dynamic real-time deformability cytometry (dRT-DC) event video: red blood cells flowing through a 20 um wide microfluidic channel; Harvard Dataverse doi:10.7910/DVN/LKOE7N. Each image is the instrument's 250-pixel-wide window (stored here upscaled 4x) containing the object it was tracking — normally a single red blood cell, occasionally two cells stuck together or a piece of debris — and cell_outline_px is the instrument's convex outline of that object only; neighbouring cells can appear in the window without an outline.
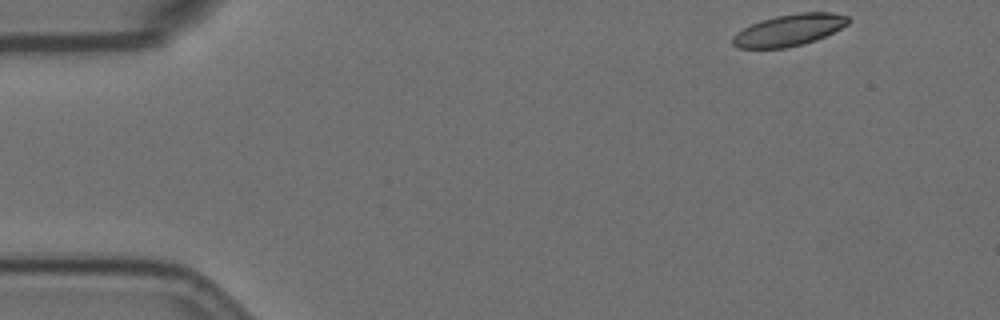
{"species": "Egyptian fruit bat (a non-hibernating species)", "species_latin": "Rousettus aegyptiacus", "temperature_condition": "room temperature", "stored_images_in_passage": 16, "camera_frame_rate_fps": 3000, "um_per_image_px": 0.085, "animal": {"sex": "female"}, "frame": {"image": 1, "passage_image": 1, "time_ms": 0.0, "image_size_px": [1000, 320], "cell_outline_px": [[852, 20], [848, 24], [816, 40], [784, 48], [736, 48], [732, 44], [732, 36], [736, 32], [752, 24], [776, 16], [800, 12], [832, 12], [848, 16]], "centroid_in_image_um": [67.08, 2.55], "position_along_channel_um": 17.9, "area_um2": 21.15}}
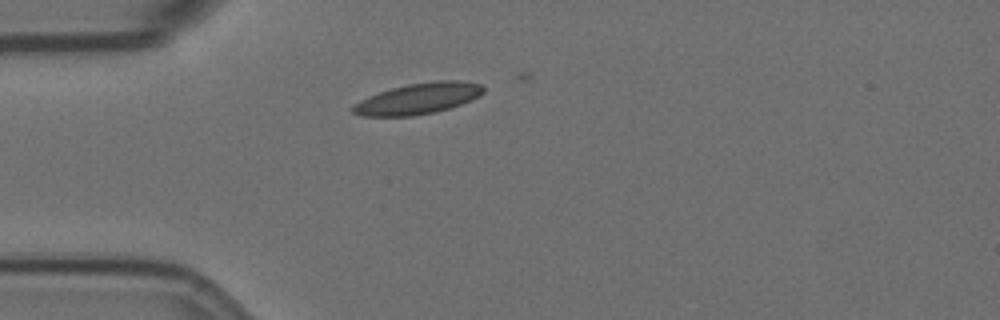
{"frame": {"image": 2, "passage_image": 11, "time_ms": 3.333, "image_size_px": [1000, 320], "cell_outline_px": [[484, 92], [480, 96], [460, 104], [448, 108], [432, 112], [412, 116], [360, 116], [352, 112], [352, 104], [368, 96], [392, 88], [408, 84], [436, 80], [460, 80], [480, 84], [484, 88]], "centroid_in_image_um": [35.52, 8.37], "position_along_channel_um": 49.5, "area_um2": 23.47}}
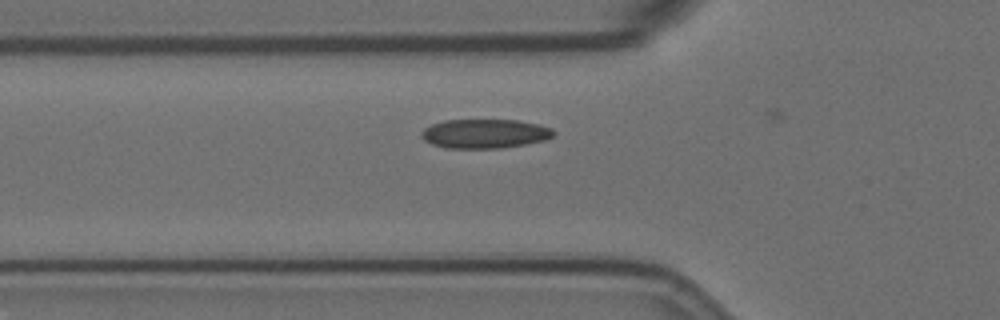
{"frame": {"image": 3, "passage_image": 15, "time_ms": 4.667, "image_size_px": [1000, 320], "cell_outline_px": [[556, 132], [552, 136], [544, 140], [524, 144], [500, 148], [444, 148], [432, 144], [424, 140], [420, 132], [424, 128], [432, 124], [444, 120], [516, 120], [540, 124], [552, 128]], "centroid_in_image_um": [41.2, 11.35], "position_along_channel_um": 84.6, "area_um2": 22.48}}